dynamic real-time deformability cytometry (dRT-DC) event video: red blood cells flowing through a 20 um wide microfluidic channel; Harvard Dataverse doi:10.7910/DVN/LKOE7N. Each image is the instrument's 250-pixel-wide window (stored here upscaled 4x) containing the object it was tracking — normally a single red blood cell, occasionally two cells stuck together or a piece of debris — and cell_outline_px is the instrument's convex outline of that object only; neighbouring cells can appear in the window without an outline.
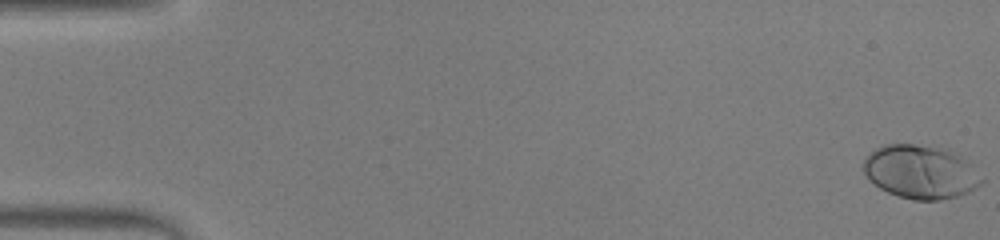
{"species": "human", "species_latin": "Homo sapiens", "temperature_condition": "warm", "stored_images_in_passage": 5, "camera_frame_rate_fps": 3000, "um_per_image_px": 0.085, "donor": {"sex": "male"}, "frame": {"image": 1, "passage_image": 1, "time_ms": 0.0, "image_size_px": [1000, 240], "cell_outline_px": [[984, 180], [976, 188], [968, 192], [956, 196], [940, 200], [912, 200], [888, 192], [880, 188], [864, 172], [864, 160], [876, 148], [884, 144], [912, 144], [948, 148], [960, 156]], "centroid_in_image_um": [78.25, 14.6], "position_along_channel_um": 6.7, "area_um2": 36.36}}